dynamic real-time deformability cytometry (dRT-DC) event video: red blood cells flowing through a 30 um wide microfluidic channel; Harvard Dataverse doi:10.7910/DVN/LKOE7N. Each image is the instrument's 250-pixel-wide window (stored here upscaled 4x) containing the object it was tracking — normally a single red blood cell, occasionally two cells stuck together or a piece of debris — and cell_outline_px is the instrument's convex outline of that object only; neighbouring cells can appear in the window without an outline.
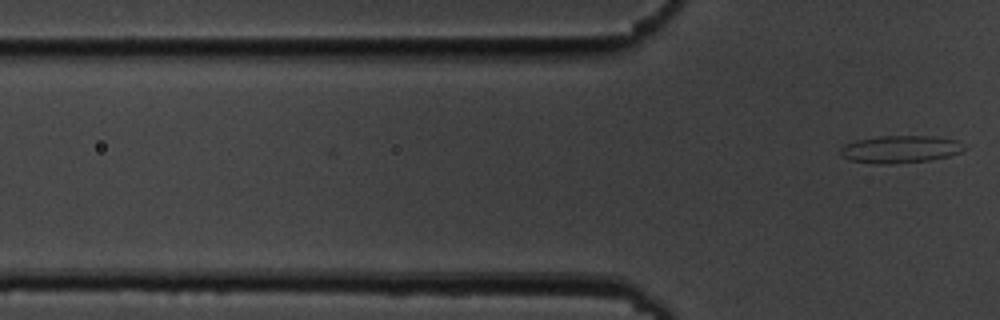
{"species": "common noctule bat (a hibernating species)", "species_latin": "Nyctalus noctula", "temperature_condition": "cold", "stored_images_in_passage": 4, "camera_frame_rate_fps": 3000, "um_per_image_px": 0.085, "animal": {"sex": "male", "body_mass_g": 19.5, "forearm_length_mm": 54.6}, "frame": {"image": 1, "passage_image": 4, "time_ms": 1.0, "image_size_px": [1000, 320], "cell_outline_px": [[968, 148], [960, 152], [948, 156], [928, 160], [888, 164], [848, 160], [840, 156], [840, 148], [844, 144], [856, 140], [880, 136], [932, 136], [956, 140]], "centroid_in_image_um": [76.5, 12.67], "position_along_channel_um": 49.3, "area_um2": 19.65}}